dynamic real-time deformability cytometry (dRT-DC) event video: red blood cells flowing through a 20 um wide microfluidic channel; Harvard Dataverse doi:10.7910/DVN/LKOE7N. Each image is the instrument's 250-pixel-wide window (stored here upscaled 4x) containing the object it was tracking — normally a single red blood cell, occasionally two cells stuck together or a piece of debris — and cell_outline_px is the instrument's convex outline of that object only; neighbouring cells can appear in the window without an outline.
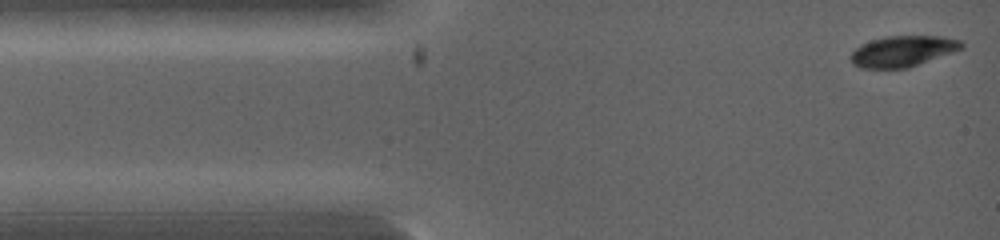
{"species": "common noctule bat (a hibernating species)", "species_latin": "Nyctalus noctula", "temperature_condition": "warm", "stored_images_in_passage": 5, "camera_frame_rate_fps": 5000, "um_per_image_px": 0.085, "animal": {"sex": "female", "body_mass_g": 19.0, "forearm_length_mm": 53.3}, "frame": {"image": 1, "passage_image": 1, "time_ms": 0.0, "image_size_px": [1000, 240], "cell_outline_px": [[964, 48], [908, 68], [860, 68], [852, 64], [848, 56], [860, 44], [884, 36], [944, 36], [960, 40], [964, 44]], "centroid_in_image_um": [76.71, 4.35], "position_along_channel_um": 8.3, "area_um2": 20.11}}
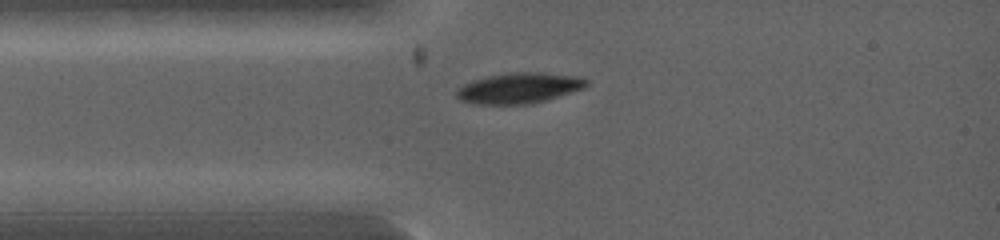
{"frame": {"image": 2, "passage_image": 3, "time_ms": 1.6, "image_size_px": [1000, 240], "cell_outline_px": [[588, 84], [584, 88], [532, 104], [476, 104], [460, 100], [456, 96], [456, 88], [472, 80], [488, 76], [512, 72], [544, 72], [580, 76], [588, 80]], "centroid_in_image_um": [44.12, 7.47], "position_along_channel_um": 40.9, "area_um2": 23.29}}
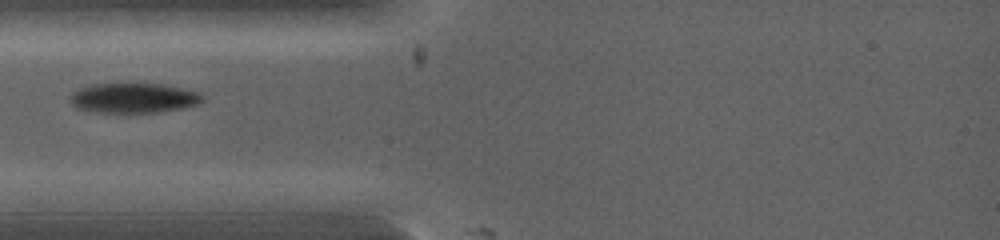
{"frame": {"image": 3, "passage_image": 4, "time_ms": 2.2, "image_size_px": [1000, 240], "cell_outline_px": [[204, 100], [196, 104], [180, 108], [160, 112], [100, 112], [76, 108], [72, 104], [72, 92], [80, 88], [92, 84], [160, 84], [200, 92], [204, 96]], "centroid_in_image_um": [11.37, 8.33], "position_along_channel_um": 73.6, "area_um2": 22.66}}